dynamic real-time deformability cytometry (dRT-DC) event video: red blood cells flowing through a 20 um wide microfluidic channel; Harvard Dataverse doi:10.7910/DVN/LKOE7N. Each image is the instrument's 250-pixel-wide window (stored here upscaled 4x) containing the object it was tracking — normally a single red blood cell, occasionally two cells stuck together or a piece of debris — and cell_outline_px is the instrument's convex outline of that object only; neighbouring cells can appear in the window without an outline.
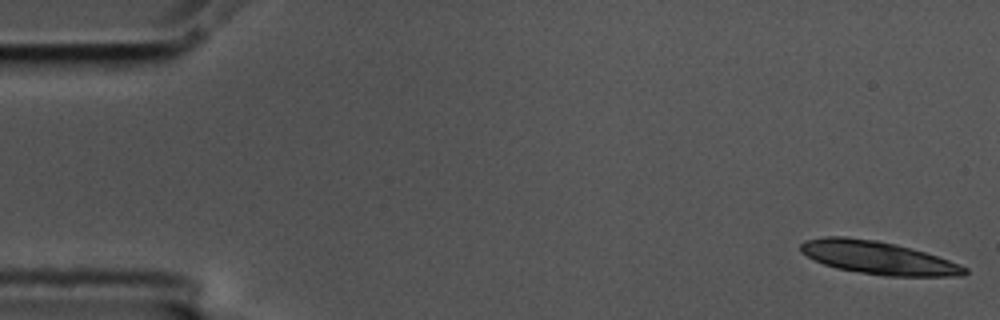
{"species": "common noctule bat (a hibernating species)", "species_latin": "Nyctalus noctula", "temperature_condition": "cold", "stored_images_in_passage": 19, "camera_frame_rate_fps": 3000, "um_per_image_px": 0.085, "animal": {"sex": "male", "body_mass_g": 17.5, "forearm_length_mm": 52.3}, "frame": {"image": 1, "passage_image": 1, "time_ms": 0.0, "image_size_px": [1000, 320], "cell_outline_px": [[968, 272], [964, 276], [884, 276], [836, 268], [824, 264], [800, 252], [800, 244], [804, 240], [824, 236], [844, 236], [876, 240], [896, 244], [912, 248], [960, 264], [968, 268]], "centroid_in_image_um": [74.63, 21.9], "position_along_channel_um": 10.4, "area_um2": 31.5}}
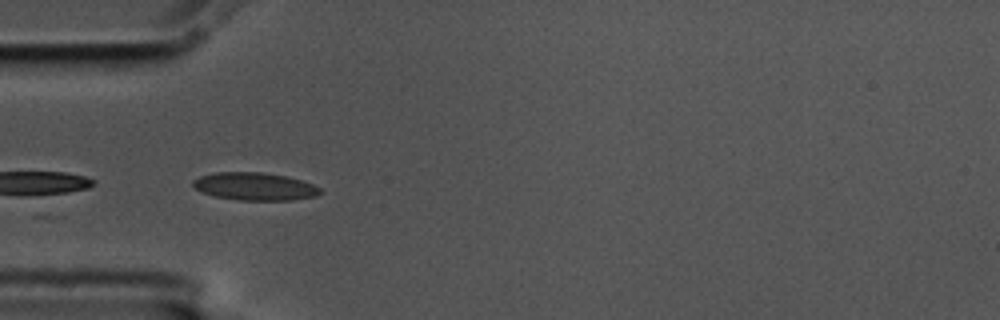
{"frame": {"image": 2, "passage_image": 17, "time_ms": 5.333, "image_size_px": [1000, 320], "cell_outline_px": [[320, 192], [316, 196], [292, 200], [240, 200], [216, 196], [200, 192], [192, 184], [192, 180], [200, 176], [216, 172], [260, 172], [288, 176], [312, 184], [320, 188]], "centroid_in_image_um": [21.63, 15.84], "position_along_channel_um": 63.4, "area_um2": 20.46}}